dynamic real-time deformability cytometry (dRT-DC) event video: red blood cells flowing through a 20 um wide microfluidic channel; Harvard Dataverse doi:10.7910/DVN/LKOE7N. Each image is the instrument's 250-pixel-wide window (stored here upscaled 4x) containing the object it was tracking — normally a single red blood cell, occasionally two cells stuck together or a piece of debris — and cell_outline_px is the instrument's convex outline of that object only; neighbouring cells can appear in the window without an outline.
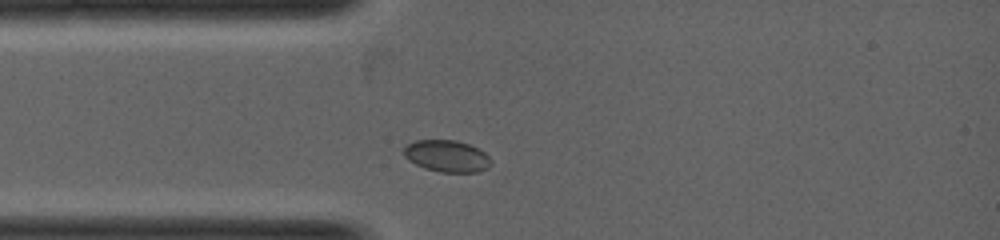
{"species": "common noctule bat (a hibernating species)", "species_latin": "Nyctalus noctula", "temperature_condition": "warm", "stored_images_in_passage": 10, "camera_frame_rate_fps": 5000, "um_per_image_px": 0.085, "animal": {"sex": "female", "body_mass_g": 19.0, "forearm_length_mm": 53.3}, "frame": {"image": 1, "passage_image": 3, "time_ms": 0.6, "image_size_px": [1000, 240], "cell_outline_px": [[492, 164], [488, 168], [476, 172], [440, 172], [424, 168], [408, 160], [404, 156], [404, 148], [408, 144], [416, 140], [456, 140], [468, 144], [484, 152], [492, 160]], "centroid_in_image_um": [37.99, 13.27], "position_along_channel_um": 47.0, "area_um2": 16.13}}
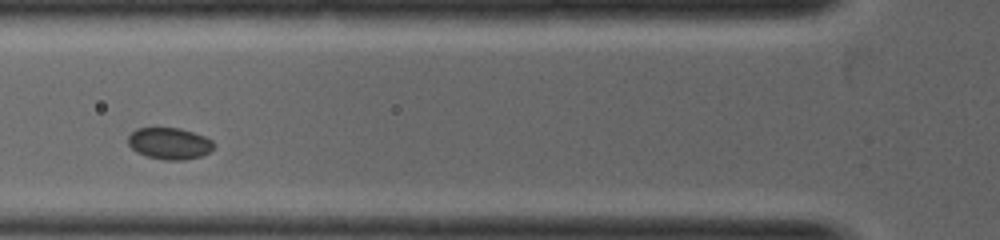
{"frame": {"image": 2, "passage_image": 6, "time_ms": 1.4, "image_size_px": [1000, 240], "cell_outline_px": [[216, 144], [208, 152], [200, 156], [184, 160], [164, 160], [148, 156], [136, 152], [128, 144], [128, 136], [136, 128], [180, 128], [204, 136], [212, 140]], "centroid_in_image_um": [14.4, 12.19], "position_along_channel_um": 111.4, "area_um2": 15.72}}
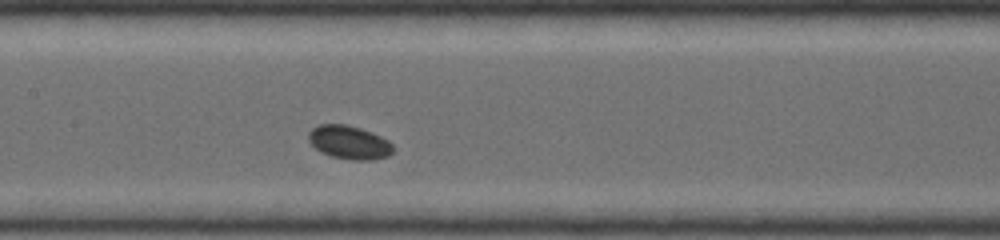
{"frame": {"image": 3, "passage_image": 9, "time_ms": 2.2, "image_size_px": [1000, 240], "cell_outline_px": [[392, 152], [388, 156], [372, 160], [352, 160], [328, 156], [320, 152], [308, 140], [308, 132], [316, 124], [344, 124], [360, 128], [380, 136], [388, 140], [392, 144]], "centroid_in_image_um": [29.64, 12.1], "position_along_channel_um": 177.8, "area_um2": 16.59}}